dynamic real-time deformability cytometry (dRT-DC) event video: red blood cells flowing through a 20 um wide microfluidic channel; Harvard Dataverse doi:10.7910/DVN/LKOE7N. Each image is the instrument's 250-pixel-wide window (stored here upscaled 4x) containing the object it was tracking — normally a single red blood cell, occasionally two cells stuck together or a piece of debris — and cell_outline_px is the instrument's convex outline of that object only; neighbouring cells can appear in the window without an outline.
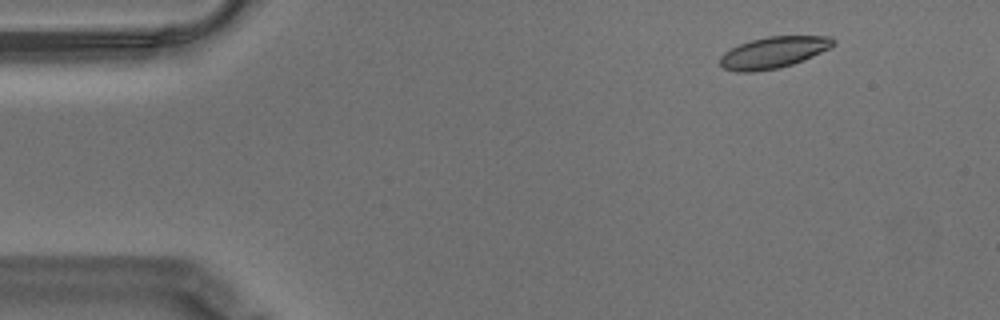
{"species": "Egyptian fruit bat (a non-hibernating species)", "species_latin": "Rousettus aegyptiacus", "temperature_condition": "warm", "stored_images_in_passage": 56, "camera_frame_rate_fps": 3000, "um_per_image_px": 0.085, "animal": {"sex": "male"}, "frame": {"image": 1, "passage_image": 5, "time_ms": 1.333, "image_size_px": [1000, 320], "cell_outline_px": [[836, 44], [804, 60], [780, 68], [756, 72], [736, 72], [724, 68], [720, 64], [720, 56], [724, 52], [740, 44], [752, 40], [768, 36], [832, 36], [836, 40]], "centroid_in_image_um": [65.75, 4.46], "position_along_channel_um": 19.3, "area_um2": 20.75}}
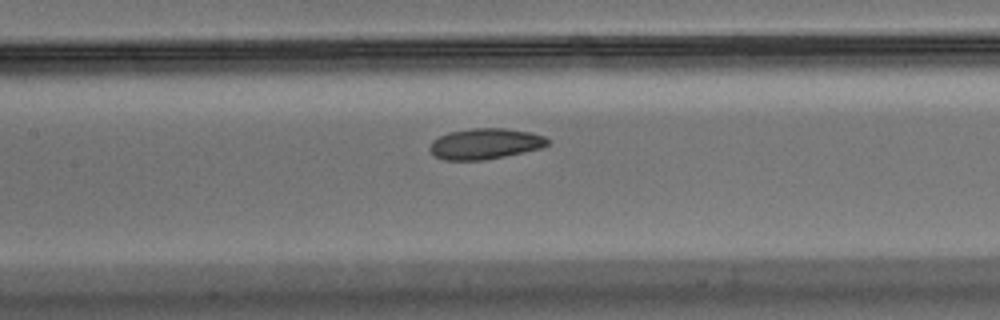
{"frame": {"image": 2, "passage_image": 25, "time_ms": 8.0, "image_size_px": [1000, 320], "cell_outline_px": [[552, 140], [548, 144], [540, 148], [504, 156], [484, 160], [444, 160], [436, 156], [428, 148], [432, 140], [448, 132], [472, 128], [504, 128], [528, 132], [544, 136]], "centroid_in_image_um": [41.22, 12.21], "position_along_channel_um": 166.2, "area_um2": 21.04}}
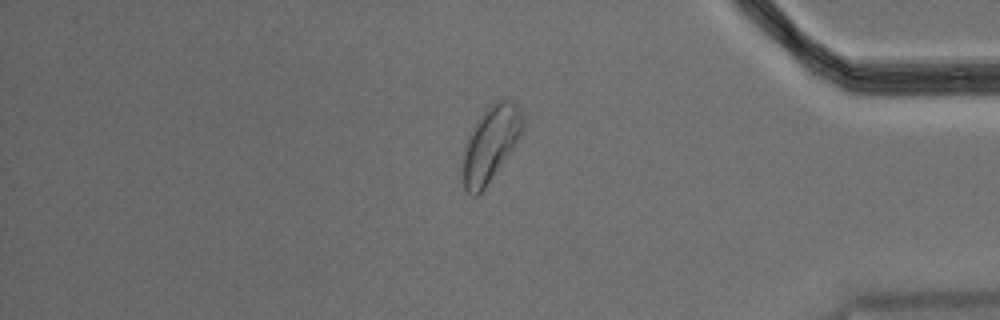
{"frame": {"image": 3, "passage_image": 47, "time_ms": 15.333, "image_size_px": [1000, 320], "cell_outline_px": [[524, 128], [512, 148], [484, 188], [476, 196], [472, 196], [464, 188], [460, 168], [464, 148], [468, 136], [472, 128], [488, 104], [496, 100], [512, 100], [520, 108], [524, 116]], "centroid_in_image_um": [41.66, 12.2], "position_along_channel_um": 393.5, "area_um2": 26.36}, "authors_computed_cell_mechanics": {"area_um2": 21.5016, "velocity_mm_per_s": 3.4859, "shape_relaxation_time_tau1_ms": 4.2763, "shape_relaxation_time_tau2_ms": 5.1189, "deformation_change_tau1": 0.1024, "deformation_change_tau2": 0.112}}